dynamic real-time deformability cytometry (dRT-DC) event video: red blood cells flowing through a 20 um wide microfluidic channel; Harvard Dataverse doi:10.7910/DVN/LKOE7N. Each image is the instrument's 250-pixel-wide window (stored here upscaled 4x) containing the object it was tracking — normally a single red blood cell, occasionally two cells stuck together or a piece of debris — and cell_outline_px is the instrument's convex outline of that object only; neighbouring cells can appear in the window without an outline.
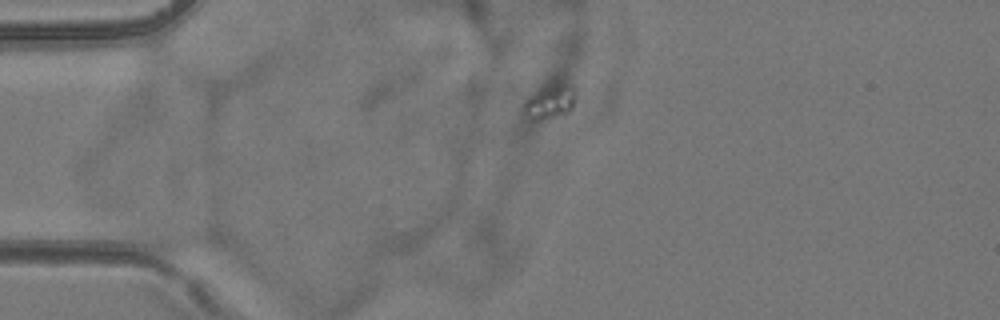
{"species": "common noctule bat (a hibernating species)", "species_latin": "Nyctalus noctula", "temperature_condition": "room temperature", "stored_images_in_passage": 7, "camera_frame_rate_fps": 3000, "um_per_image_px": 0.085, "animal": {"sex": "female", "body_mass_g": 24.6, "forearm_length_mm": 56.2}, "frame": {"image": 1, "passage_image": 5, "time_ms": 4.667, "image_size_px": [1000, 320], "cell_outline_px": [[576, 100], [572, 108], [564, 116], [540, 120], [536, 120], [520, 108], [524, 100], [536, 88], [544, 84], [572, 84], [576, 88]], "centroid_in_image_um": [46.75, 8.61], "position_along_channel_um": 38.2, "area_um2": 10.98}}